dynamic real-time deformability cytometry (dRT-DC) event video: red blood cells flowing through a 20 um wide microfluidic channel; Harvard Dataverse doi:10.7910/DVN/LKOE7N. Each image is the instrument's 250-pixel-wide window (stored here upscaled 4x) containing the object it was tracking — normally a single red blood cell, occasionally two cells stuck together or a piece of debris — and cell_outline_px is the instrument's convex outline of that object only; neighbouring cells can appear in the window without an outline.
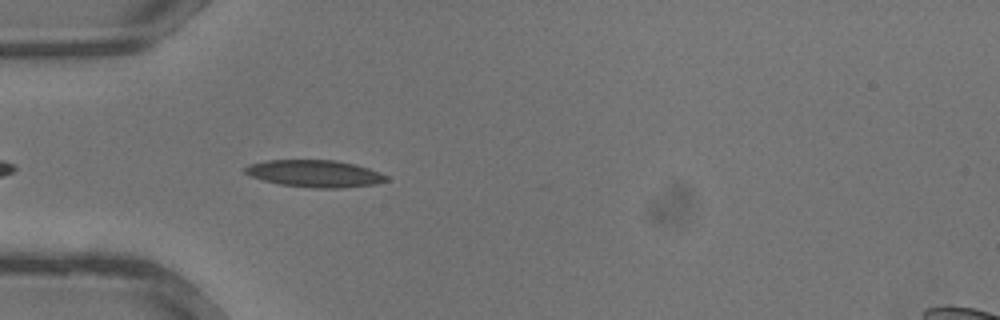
{"species": "common noctule bat (a hibernating species)", "species_latin": "Nyctalus noctula", "temperature_condition": "warm", "stored_images_in_passage": 22, "camera_frame_rate_fps": 3000, "um_per_image_px": 0.085, "animal": {"sex": "male", "body_mass_g": 13.3}, "frame": {"image": 1, "passage_image": 2, "time_ms": 0.333, "image_size_px": [1000, 320], "cell_outline_px": [[388, 180], [376, 184], [336, 188], [316, 188], [280, 184], [264, 180], [252, 176], [244, 172], [244, 168], [248, 164], [268, 160], [336, 160], [368, 168], [388, 176]], "centroid_in_image_um": [26.74, 14.75], "position_along_channel_um": 58.3, "area_um2": 22.02}}
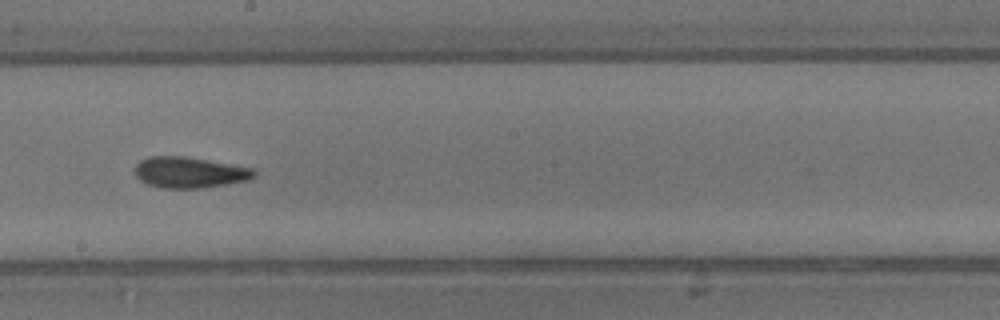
{"frame": {"image": 2, "passage_image": 11, "time_ms": 3.333, "image_size_px": [1000, 320], "cell_outline_px": [[256, 176], [248, 180], [228, 184], [200, 188], [160, 188], [148, 184], [140, 180], [136, 176], [136, 164], [140, 160], [148, 156], [184, 156], [256, 168]], "centroid_in_image_um": [16.14, 14.65], "position_along_channel_um": 232.1, "area_um2": 21.68}}
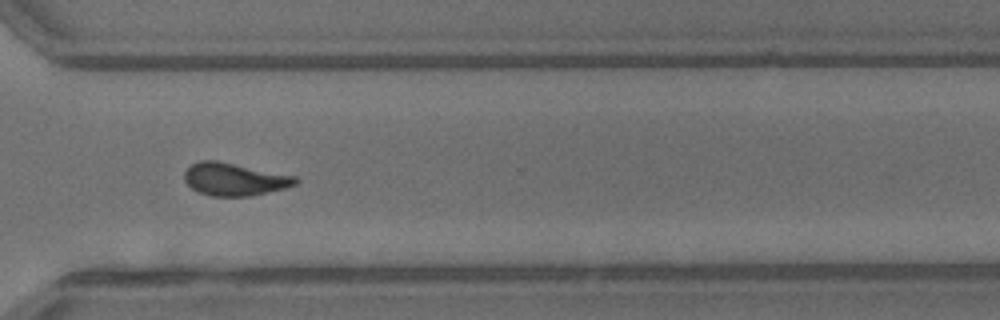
{"frame": {"image": 3, "passage_image": 17, "time_ms": 5.333, "image_size_px": [1000, 320], "cell_outline_px": [[300, 180], [296, 184], [284, 188], [248, 196], [212, 196], [200, 192], [192, 188], [184, 180], [184, 172], [192, 164], [200, 160], [216, 160], [296, 176]], "centroid_in_image_um": [19.92, 15.23], "position_along_channel_um": 350.7, "area_um2": 20.92}}